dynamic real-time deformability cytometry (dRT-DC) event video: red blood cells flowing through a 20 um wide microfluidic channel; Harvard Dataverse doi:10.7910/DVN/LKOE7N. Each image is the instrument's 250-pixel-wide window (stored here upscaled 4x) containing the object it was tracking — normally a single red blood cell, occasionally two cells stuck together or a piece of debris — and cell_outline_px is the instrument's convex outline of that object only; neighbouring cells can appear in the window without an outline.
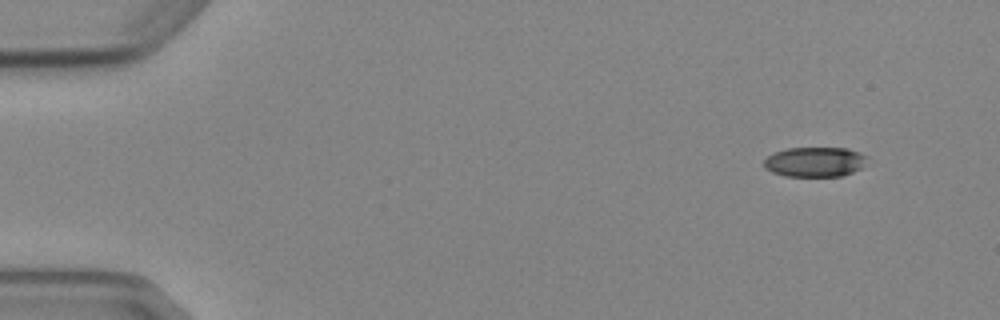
{"species": "Egyptian fruit bat (a non-hibernating species)", "species_latin": "Rousettus aegyptiacus", "temperature_condition": "cold", "stored_images_in_passage": 4, "camera_frame_rate_fps": 3000, "um_per_image_px": 0.085, "animal": {"sex": "female"}, "frame": {"image": 1, "passage_image": 1, "time_ms": 0.0, "image_size_px": [1000, 320], "cell_outline_px": [[872, 164], [844, 176], [784, 176], [772, 172], [764, 168], [764, 160], [772, 152], [788, 148], [848, 148], [860, 152], [868, 156]], "centroid_in_image_um": [69.36, 13.76], "position_along_channel_um": 15.6, "area_um2": 18.55}}
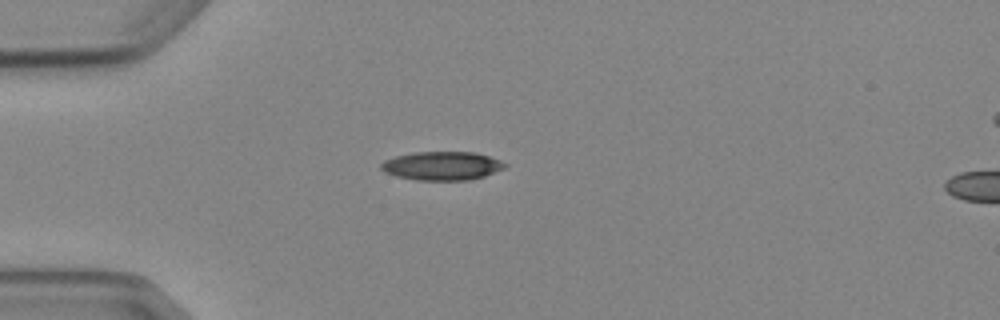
{"frame": {"image": 2, "passage_image": 4, "time_ms": 3.333, "image_size_px": [1000, 320], "cell_outline_px": [[508, 164], [504, 168], [484, 176], [468, 180], [416, 180], [396, 176], [384, 172], [380, 168], [380, 164], [384, 160], [396, 156], [416, 152], [476, 152], [500, 160]], "centroid_in_image_um": [37.56, 14.09], "position_along_channel_um": 47.4, "area_um2": 20.63}}